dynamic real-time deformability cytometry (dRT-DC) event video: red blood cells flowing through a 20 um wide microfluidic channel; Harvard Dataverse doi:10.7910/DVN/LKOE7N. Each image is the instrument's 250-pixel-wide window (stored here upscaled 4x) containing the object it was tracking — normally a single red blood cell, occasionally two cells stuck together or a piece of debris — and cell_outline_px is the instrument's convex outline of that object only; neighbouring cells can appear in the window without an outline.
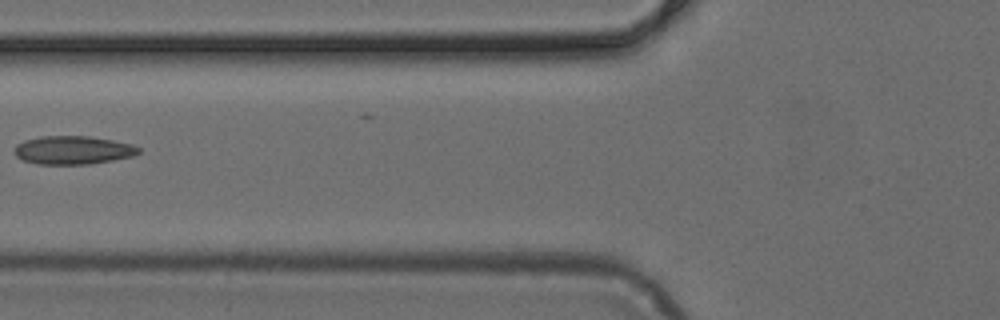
{"species": "common noctule bat (a hibernating species)", "species_latin": "Nyctalus noctula", "temperature_condition": "cold", "stored_images_in_passage": 5, "camera_frame_rate_fps": 3000, "um_per_image_px": 0.085, "animal": {"sex": "female", "body_mass_g": 24.6, "forearm_length_mm": 56.2}, "frame": {"image": 1, "passage_image": 5, "time_ms": 1.333, "image_size_px": [1000, 320], "cell_outline_px": [[140, 152], [132, 156], [92, 164], [36, 164], [24, 160], [16, 156], [12, 152], [16, 144], [24, 140], [40, 136], [88, 136], [112, 140], [132, 144], [140, 148]], "centroid_in_image_um": [6.16, 12.76], "position_along_channel_um": 119.6, "area_um2": 20.63}}